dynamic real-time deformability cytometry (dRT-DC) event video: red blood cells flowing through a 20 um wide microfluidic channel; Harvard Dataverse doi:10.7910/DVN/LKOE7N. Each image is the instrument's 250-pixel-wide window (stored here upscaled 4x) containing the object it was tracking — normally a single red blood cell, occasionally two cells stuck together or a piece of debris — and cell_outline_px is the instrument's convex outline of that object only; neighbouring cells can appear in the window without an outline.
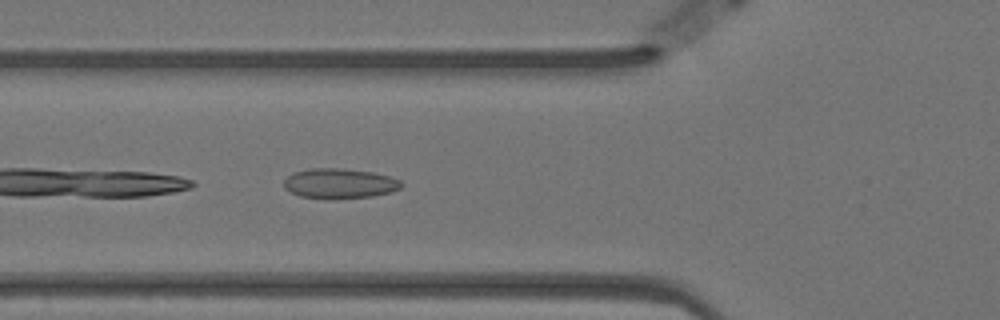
{"species": "Egyptian fruit bat (a non-hibernating species)", "species_latin": "Rousettus aegyptiacus", "temperature_condition": "warm", "stored_images_in_passage": 16, "camera_frame_rate_fps": 3000, "um_per_image_px": 0.085, "animal": {"sex": "female"}, "frame": {"image": 1, "passage_image": 3, "time_ms": 0.667, "image_size_px": [1000, 320], "cell_outline_px": [[404, 184], [400, 188], [392, 192], [372, 196], [328, 200], [300, 196], [284, 188], [284, 180], [292, 172], [312, 168], [340, 168], [372, 172], [388, 176], [400, 180]], "centroid_in_image_um": [28.85, 15.6], "position_along_channel_um": 96.9, "area_um2": 20.75}}
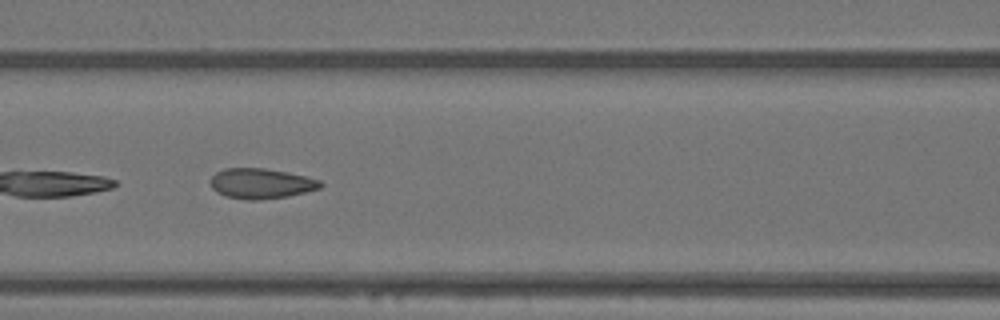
{"frame": {"image": 2, "passage_image": 7, "time_ms": 2.0, "image_size_px": [1000, 320], "cell_outline_px": [[324, 184], [320, 188], [288, 196], [260, 200], [248, 200], [224, 196], [216, 192], [212, 188], [212, 176], [216, 172], [224, 168], [264, 168], [288, 172], [320, 180]], "centroid_in_image_um": [22.19, 15.6], "position_along_channel_um": 144.4, "area_um2": 19.36}}
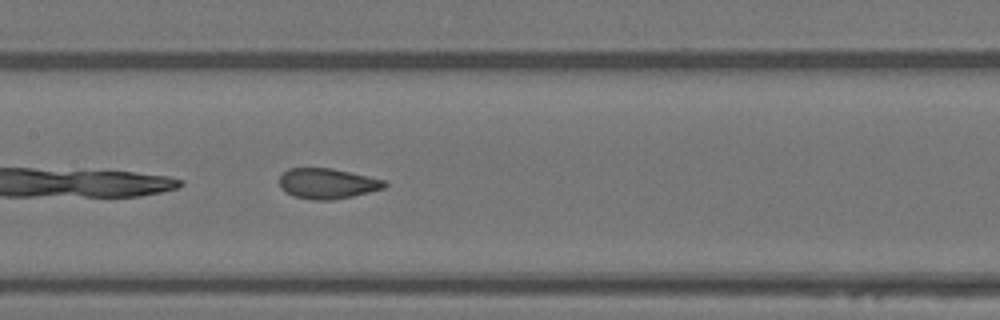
{"frame": {"image": 3, "passage_image": 10, "time_ms": 3.0, "image_size_px": [1000, 320], "cell_outline_px": [[388, 184], [384, 188], [352, 196], [332, 200], [312, 200], [292, 196], [284, 192], [280, 188], [280, 176], [288, 168], [332, 168], [368, 176], [384, 180]], "centroid_in_image_um": [27.79, 15.6], "position_along_channel_um": 179.6, "area_um2": 18.67}}